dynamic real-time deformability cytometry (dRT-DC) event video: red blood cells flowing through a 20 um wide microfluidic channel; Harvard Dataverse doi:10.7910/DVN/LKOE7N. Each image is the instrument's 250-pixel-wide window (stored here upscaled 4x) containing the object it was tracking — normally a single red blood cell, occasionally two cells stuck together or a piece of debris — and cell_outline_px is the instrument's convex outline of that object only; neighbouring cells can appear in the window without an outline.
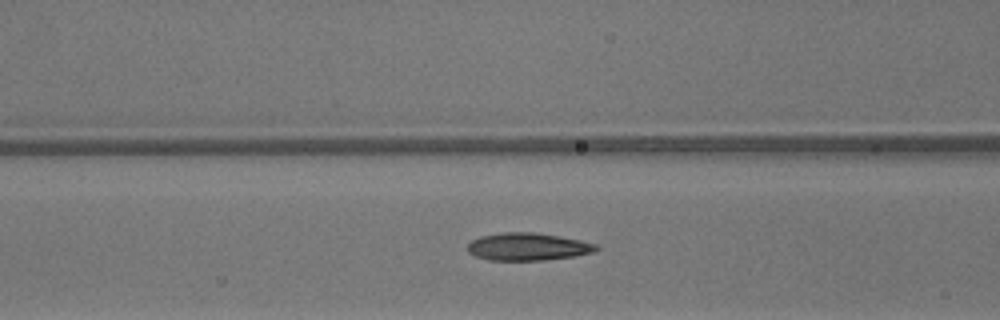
{"species": "common noctule bat (a hibernating species)", "species_latin": "Nyctalus noctula", "temperature_condition": "warm", "stored_images_in_passage": 50, "camera_frame_rate_fps": 3000, "um_per_image_px": 0.085, "animal": {"sex": "male", "body_mass_g": 13.3}, "frame": {"image": 1, "passage_image": 21, "time_ms": 6.667, "image_size_px": [1000, 320], "cell_outline_px": [[600, 248], [596, 252], [576, 256], [544, 260], [488, 260], [476, 256], [468, 252], [468, 244], [472, 240], [480, 236], [500, 232], [532, 232], [580, 240], [600, 244]], "centroid_in_image_um": [44.9, 20.97], "position_along_channel_um": 121.7, "area_um2": 20.81}}
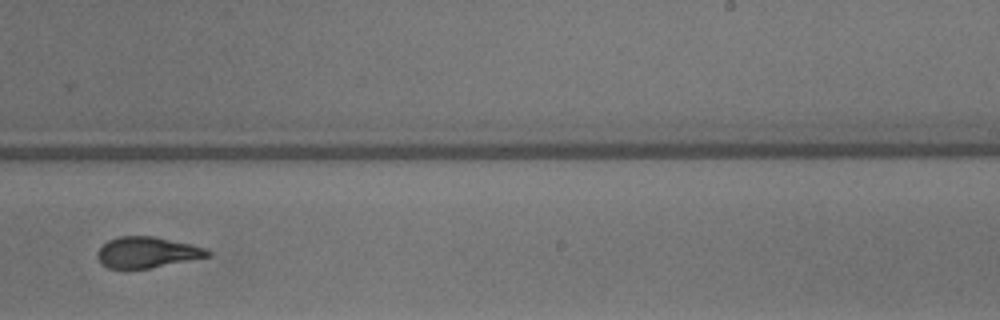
{"frame": {"image": 2, "passage_image": 32, "time_ms": 10.333, "image_size_px": [1000, 320], "cell_outline_px": [[212, 256], [152, 268], [108, 268], [100, 264], [96, 256], [100, 248], [108, 240], [116, 236], [152, 236], [188, 244], [204, 248], [212, 252]], "centroid_in_image_um": [12.48, 21.46], "position_along_channel_um": 276.5, "area_um2": 19.83}}
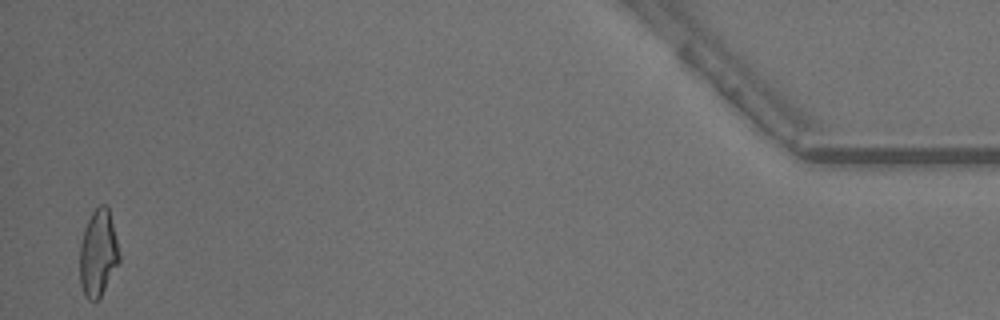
{"frame": {"image": 3, "passage_image": 49, "time_ms": 16.0, "image_size_px": [1000, 320], "cell_outline_px": [[120, 264], [100, 300], [88, 300], [84, 296], [80, 284], [80, 244], [84, 228], [92, 212], [100, 204], [108, 204], [120, 256]], "centroid_in_image_um": [8.36, 21.57], "position_along_channel_um": 426.8, "area_um2": 20.46}, "authors_computed_cell_mechanics": {"area_um2": 20.6346, "velocity_mm_per_s": 4.2217, "shape_relaxation_time_tau1_ms": 8.531, "shape_relaxation_time_tau2_ms": 1.4857, "deformation_change_tau1": 0.2476, "deformation_change_tau2": 0.0862}}